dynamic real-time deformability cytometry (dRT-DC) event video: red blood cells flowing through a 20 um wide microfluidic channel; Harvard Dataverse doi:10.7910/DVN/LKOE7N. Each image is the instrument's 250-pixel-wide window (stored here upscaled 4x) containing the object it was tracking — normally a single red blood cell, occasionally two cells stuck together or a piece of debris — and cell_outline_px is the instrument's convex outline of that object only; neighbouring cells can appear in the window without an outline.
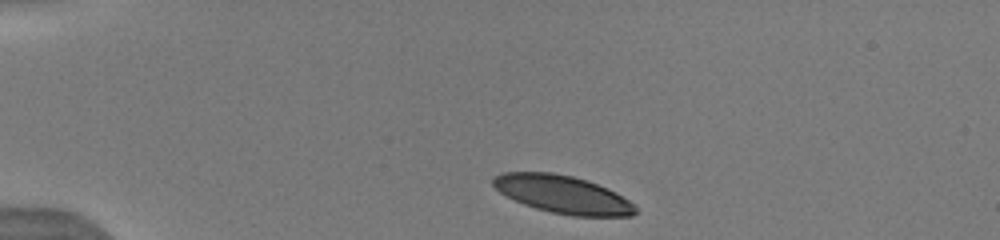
{"species": "human", "species_latin": "Homo sapiens", "temperature_condition": "warm", "stored_images_in_passage": 5, "camera_frame_rate_fps": 3000, "um_per_image_px": 0.085, "donor": {"sex": "male"}, "frame": {"image": 1, "passage_image": 1, "time_ms": 0.0, "image_size_px": [1000, 240], "cell_outline_px": [[636, 212], [632, 216], [572, 216], [552, 212], [536, 208], [524, 204], [500, 192], [492, 184], [492, 176], [500, 172], [552, 172], [572, 176], [588, 180], [608, 188], [616, 192], [636, 204]], "centroid_in_image_um": [47.85, 16.51], "position_along_channel_um": 37.1, "area_um2": 31.5}}